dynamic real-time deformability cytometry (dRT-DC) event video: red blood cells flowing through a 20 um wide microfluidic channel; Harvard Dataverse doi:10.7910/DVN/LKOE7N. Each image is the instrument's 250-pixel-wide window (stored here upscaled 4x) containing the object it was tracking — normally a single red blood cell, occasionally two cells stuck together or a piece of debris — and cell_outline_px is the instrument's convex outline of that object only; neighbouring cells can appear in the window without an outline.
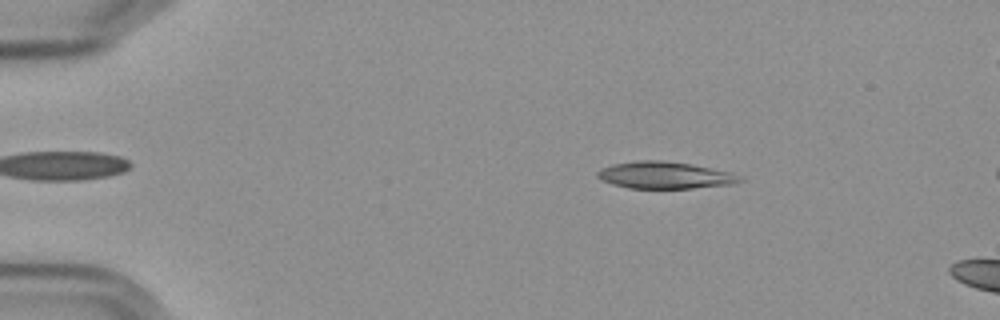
{"species": "Egyptian fruit bat (a non-hibernating species)", "species_latin": "Rousettus aegyptiacus", "temperature_condition": "cold", "stored_images_in_passage": 17, "camera_frame_rate_fps": 3000, "um_per_image_px": 0.085, "frame": {"image": 1, "passage_image": 10, "time_ms": 3.0, "image_size_px": [1000, 320], "cell_outline_px": [[744, 180], [732, 184], [692, 188], [628, 188], [612, 184], [596, 176], [596, 172], [600, 168], [612, 164], [636, 160], [664, 160], [692, 164], [732, 172], [744, 176]], "centroid_in_image_um": [56.53, 14.88], "position_along_channel_um": 28.5, "area_um2": 22.6}}